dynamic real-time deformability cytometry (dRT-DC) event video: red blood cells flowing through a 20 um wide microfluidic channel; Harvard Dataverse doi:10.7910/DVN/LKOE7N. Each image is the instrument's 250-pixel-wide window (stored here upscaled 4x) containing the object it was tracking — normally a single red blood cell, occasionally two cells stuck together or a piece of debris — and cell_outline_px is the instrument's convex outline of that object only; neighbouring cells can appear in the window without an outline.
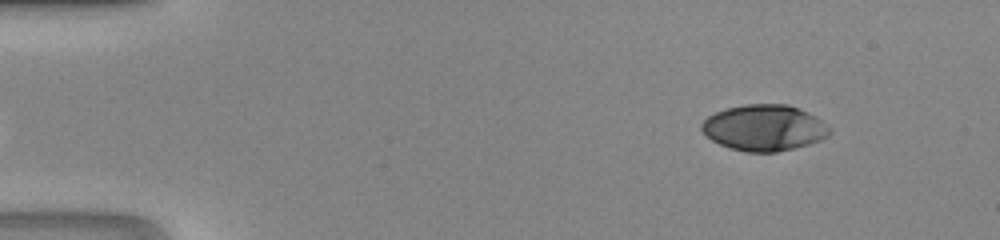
{"species": "human", "species_latin": "Homo sapiens", "temperature_condition": "room temperature", "stored_images_in_passage": 42, "camera_frame_rate_fps": 3000, "um_per_image_px": 0.085, "donor": {"sex": "male"}, "frame": {"image": 1, "passage_image": 1, "time_ms": 0.0, "image_size_px": [1000, 240], "cell_outline_px": [[832, 132], [828, 136], [820, 140], [808, 144], [776, 152], [744, 152], [728, 148], [712, 140], [700, 128], [700, 124], [708, 116], [716, 112], [728, 108], [744, 104], [788, 104], [808, 112], [832, 128]], "centroid_in_image_um": [64.96, 10.86], "position_along_channel_um": 20.0, "area_um2": 34.33}}
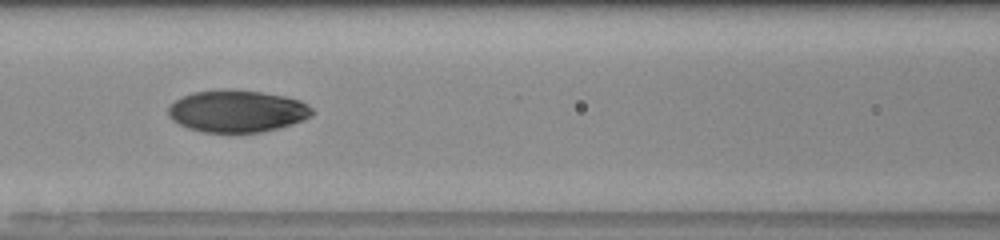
{"frame": {"image": 2, "passage_image": 17, "time_ms": 5.333, "image_size_px": [1000, 240], "cell_outline_px": [[316, 112], [304, 120], [292, 124], [260, 132], [204, 132], [188, 128], [172, 120], [168, 116], [168, 104], [192, 92], [260, 92], [284, 96], [300, 100], [308, 104]], "centroid_in_image_um": [20.17, 9.48], "position_along_channel_um": 146.4, "area_um2": 34.45}}
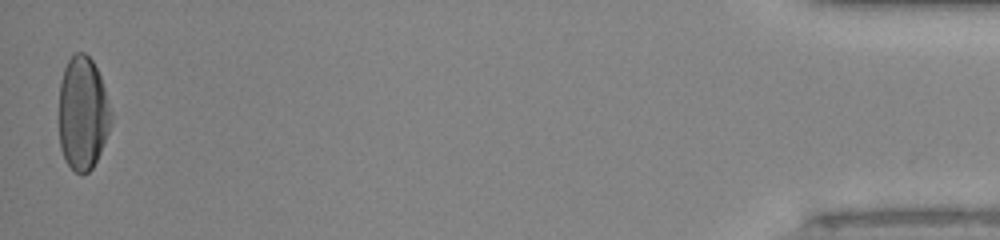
{"frame": {"image": 3, "passage_image": 42, "time_ms": 13.667, "image_size_px": [1000, 240], "cell_outline_px": [[112, 124], [100, 152], [92, 168], [88, 172], [80, 176], [64, 160], [60, 148], [60, 84], [64, 68], [68, 60], [76, 52], [84, 52], [92, 60], [100, 76], [112, 112]], "centroid_in_image_um": [7.05, 9.65], "position_along_channel_um": 428.2, "area_um2": 34.45}}